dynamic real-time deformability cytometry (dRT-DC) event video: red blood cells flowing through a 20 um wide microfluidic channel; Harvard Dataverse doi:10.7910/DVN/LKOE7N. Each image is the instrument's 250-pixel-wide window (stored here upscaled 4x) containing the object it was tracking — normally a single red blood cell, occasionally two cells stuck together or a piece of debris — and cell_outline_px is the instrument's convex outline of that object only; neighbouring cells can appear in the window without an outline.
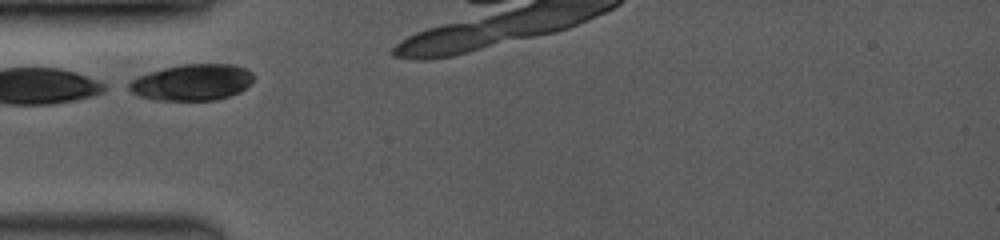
{"species": "common noctule bat (a hibernating species)", "species_latin": "Nyctalus noctula", "temperature_condition": "room temperature", "stored_images_in_passage": 3, "camera_frame_rate_fps": 3500, "um_per_image_px": 0.085, "animal": {"sex": "female", "body_mass_g": 19.0, "forearm_length_mm": 53.3}, "frame": {"image": 1, "passage_image": 1, "time_ms": 0.0, "image_size_px": [1000, 240], "cell_outline_px": [[252, 80], [240, 92], [216, 100], [156, 100], [140, 96], [124, 88], [136, 76], [148, 72], [164, 68], [184, 64], [232, 64], [244, 68], [252, 72]], "centroid_in_image_um": [16.27, 7.0], "position_along_channel_um": 68.7, "area_um2": 26.3}}